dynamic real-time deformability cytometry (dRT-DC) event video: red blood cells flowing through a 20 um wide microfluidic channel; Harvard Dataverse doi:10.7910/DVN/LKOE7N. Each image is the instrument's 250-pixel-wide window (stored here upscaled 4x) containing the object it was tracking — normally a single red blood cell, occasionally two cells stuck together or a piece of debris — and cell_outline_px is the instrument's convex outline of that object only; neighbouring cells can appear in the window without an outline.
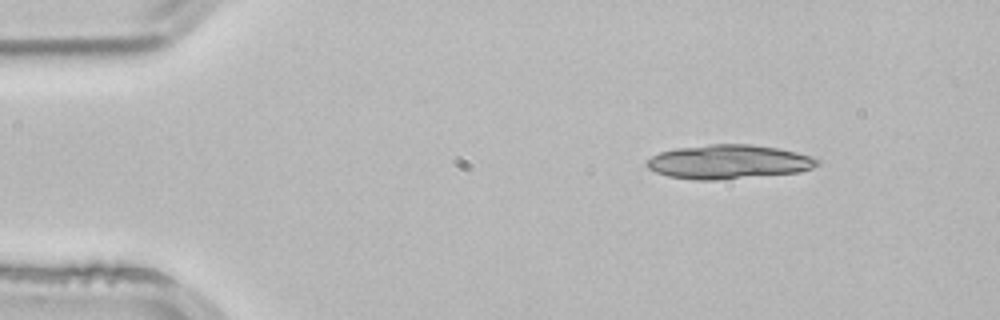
{"species": "common noctule bat (a hibernating species)", "species_latin": "Nyctalus noctula", "temperature_condition": "room temperature", "stored_images_in_passage": 4, "camera_frame_rate_fps": 3000, "um_per_image_px": 0.085, "animal": {"sex": "male", "body_mass_g": 21.5, "forearm_length_mm": 52.0}, "frame": {"image": 1, "passage_image": 1, "time_ms": 0.0, "image_size_px": [1000, 320], "cell_outline_px": [[820, 164], [812, 168], [800, 172], [712, 180], [696, 180], [668, 176], [656, 172], [648, 168], [644, 164], [652, 156], [660, 152], [676, 148], [712, 144], [748, 144], [776, 148], [796, 152], [812, 156], [820, 160]], "centroid_in_image_um": [61.93, 13.75], "position_along_channel_um": 23.1, "area_um2": 33.7}}
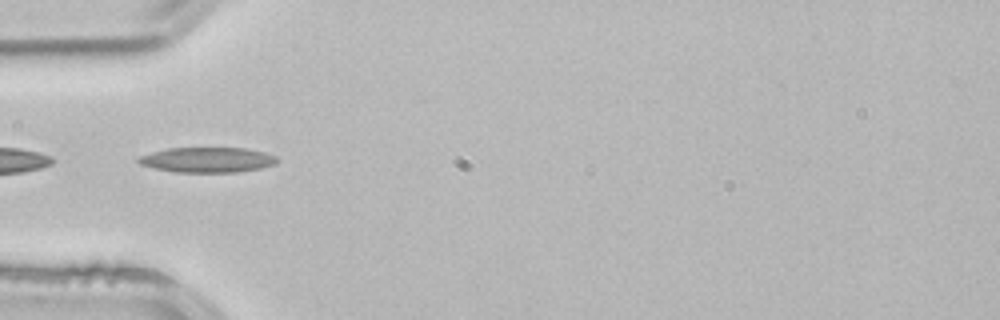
{"frame": {"image": 2, "passage_image": 3, "time_ms": 0.667, "image_size_px": [1000, 320], "cell_outline_px": [[280, 160], [276, 164], [260, 168], [236, 172], [176, 172], [156, 168], [140, 164], [136, 160], [140, 156], [152, 152], [168, 148], [248, 148], [264, 152], [276, 156]], "centroid_in_image_um": [17.67, 13.58], "position_along_channel_um": 67.3, "area_um2": 20.29}}